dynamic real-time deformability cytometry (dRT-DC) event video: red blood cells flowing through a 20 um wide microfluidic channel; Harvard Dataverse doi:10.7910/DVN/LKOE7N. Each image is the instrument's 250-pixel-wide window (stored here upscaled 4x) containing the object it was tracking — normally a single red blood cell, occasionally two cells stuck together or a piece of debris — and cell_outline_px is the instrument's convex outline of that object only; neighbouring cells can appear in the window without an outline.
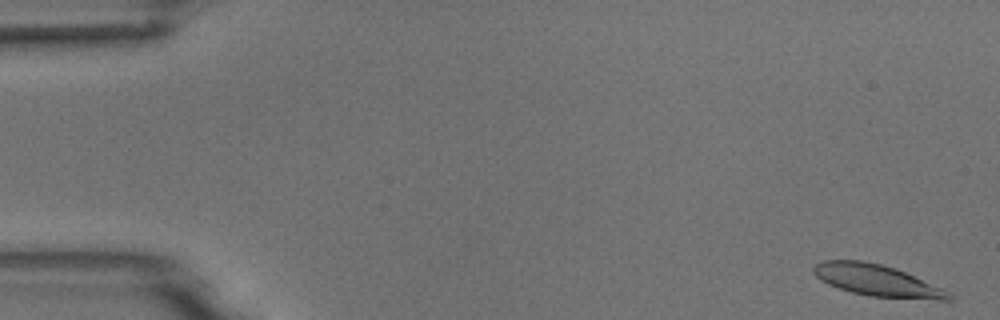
{"species": "common noctule bat (a hibernating species)", "species_latin": "Nyctalus noctula", "temperature_condition": "room temperature", "stored_images_in_passage": 5, "camera_frame_rate_fps": 3000, "um_per_image_px": 0.085, "animal": {"sex": "male", "body_mass_g": 18.8}, "frame": {"image": 1, "passage_image": 1, "time_ms": 0.0, "image_size_px": [1000, 320], "cell_outline_px": [[952, 300], [940, 300], [868, 296], [852, 292], [828, 284], [820, 280], [812, 272], [812, 268], [816, 264], [824, 260], [860, 260], [880, 264], [896, 268], [944, 288], [952, 296]], "centroid_in_image_um": [74.55, 23.83], "position_along_channel_um": 10.4, "area_um2": 24.85}}
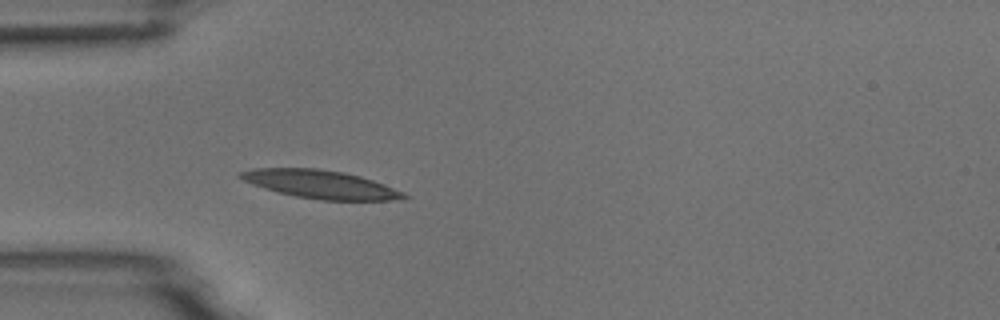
{"frame": {"image": 2, "passage_image": 5, "time_ms": 4.667, "image_size_px": [1000, 320], "cell_outline_px": [[408, 196], [404, 200], [320, 200], [296, 196], [264, 188], [252, 184], [236, 176], [240, 172], [252, 168], [316, 168], [344, 172], [360, 176], [384, 184], [404, 192]], "centroid_in_image_um": [27.26, 15.66], "position_along_channel_um": 57.7, "area_um2": 26.82}}